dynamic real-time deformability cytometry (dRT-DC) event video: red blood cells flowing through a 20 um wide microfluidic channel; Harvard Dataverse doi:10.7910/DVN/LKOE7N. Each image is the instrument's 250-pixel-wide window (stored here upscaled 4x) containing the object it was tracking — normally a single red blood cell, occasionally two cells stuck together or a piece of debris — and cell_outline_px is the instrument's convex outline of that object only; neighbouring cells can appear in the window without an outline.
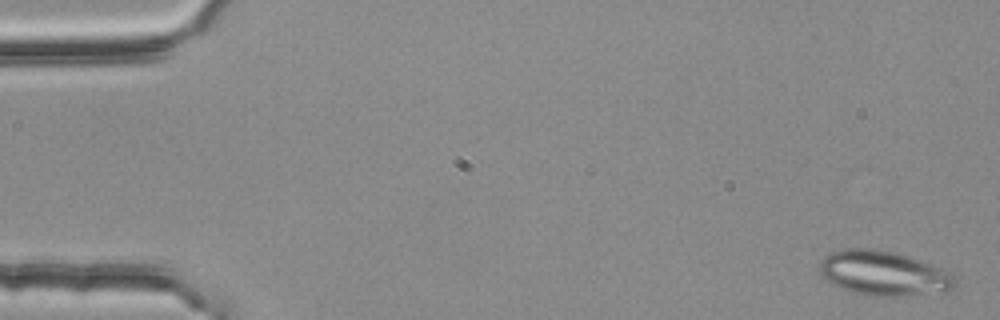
{"species": "common noctule bat (a hibernating species)", "species_latin": "Nyctalus noctula", "temperature_condition": "room temperature", "stored_images_in_passage": 6, "camera_frame_rate_fps": 3000, "um_per_image_px": 0.085, "animal": {"sex": "female", "body_mass_g": 25.1}, "frame": {"image": 1, "passage_image": 1, "time_ms": 0.0, "image_size_px": [1000, 320], "cell_outline_px": [[956, 284], [952, 288], [944, 292], [900, 296], [868, 296], [852, 292], [840, 288], [832, 284], [820, 272], [820, 260], [824, 256], [832, 252], [844, 248], [876, 248], [896, 252], [908, 256], [952, 272]], "centroid_in_image_um": [75.1, 23.22], "position_along_channel_um": 9.9, "area_um2": 35.43}}